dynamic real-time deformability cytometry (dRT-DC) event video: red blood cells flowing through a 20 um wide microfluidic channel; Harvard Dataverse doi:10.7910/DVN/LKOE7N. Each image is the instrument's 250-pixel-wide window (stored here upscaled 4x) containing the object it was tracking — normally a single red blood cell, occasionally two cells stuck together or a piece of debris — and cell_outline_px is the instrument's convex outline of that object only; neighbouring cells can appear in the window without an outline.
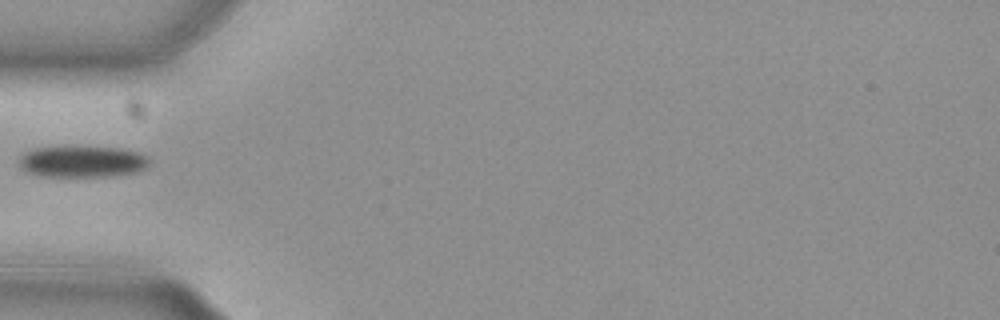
{"species": "common noctule bat (a hibernating species)", "species_latin": "Nyctalus noctula", "temperature_condition": "cold", "stored_images_in_passage": 2, "camera_frame_rate_fps": 3000, "um_per_image_px": 0.085, "animal": {"sex": "female", "body_mass_g": 29.2, "forearm_length_mm": 56.3}, "frame": {"image": 1, "passage_image": 1, "time_ms": 0.0, "image_size_px": [1000, 320], "cell_outline_px": [[148, 164], [144, 168], [136, 172], [108, 176], [44, 176], [28, 172], [20, 164], [20, 156], [24, 152], [36, 148], [64, 144], [68, 144], [120, 148], [136, 152], [148, 156]], "centroid_in_image_um": [6.97, 13.68], "position_along_channel_um": 78.0, "area_um2": 24.33}}